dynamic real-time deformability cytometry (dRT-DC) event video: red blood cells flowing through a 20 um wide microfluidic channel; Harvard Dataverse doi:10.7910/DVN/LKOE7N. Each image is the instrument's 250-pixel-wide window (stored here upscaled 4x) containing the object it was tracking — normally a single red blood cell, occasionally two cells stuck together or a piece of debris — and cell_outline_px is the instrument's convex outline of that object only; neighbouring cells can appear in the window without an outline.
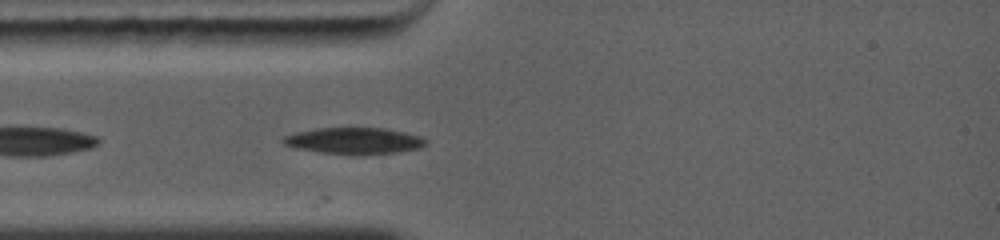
{"species": "common noctule bat (a hibernating species)", "species_latin": "Nyctalus noctula", "temperature_condition": "warm", "stored_images_in_passage": 34, "camera_frame_rate_fps": 5000, "um_per_image_px": 0.085, "animal": {"sex": "female", "body_mass_g": 19.0, "forearm_length_mm": 56.7}, "frame": {"image": 1, "passage_image": 3, "time_ms": 0.6, "image_size_px": [1000, 240], "cell_outline_px": [[428, 144], [420, 148], [396, 152], [316, 152], [296, 148], [284, 144], [280, 140], [284, 136], [296, 132], [316, 128], [388, 128], [420, 136], [428, 140]], "centroid_in_image_um": [30.1, 11.92], "position_along_channel_um": 54.9, "area_um2": 21.27}}
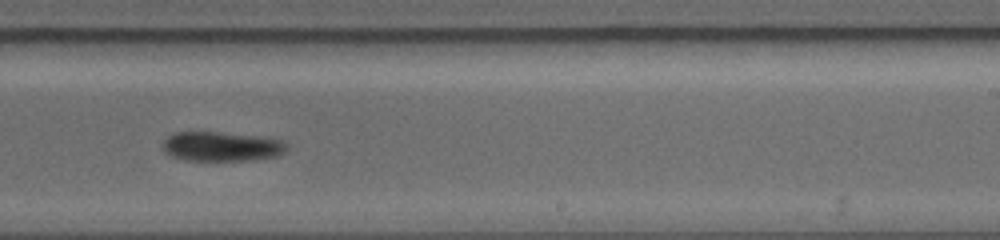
{"frame": {"image": 2, "passage_image": 18, "time_ms": 5.6, "image_size_px": [1000, 240], "cell_outline_px": [[288, 148], [280, 156], [252, 160], [184, 160], [168, 156], [160, 148], [160, 144], [168, 136], [176, 132], [216, 132], [260, 136], [284, 140], [288, 144]], "centroid_in_image_um": [18.82, 12.45], "position_along_channel_um": 270.2, "area_um2": 21.79}}
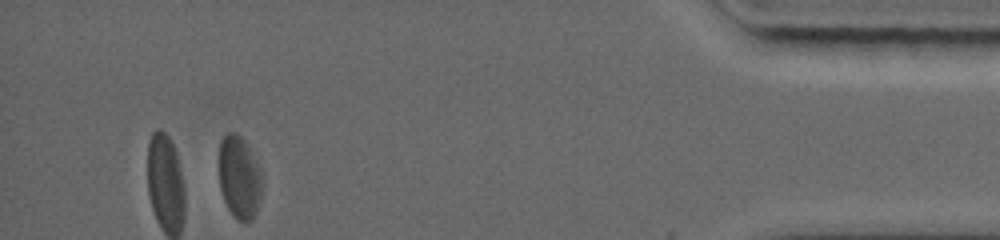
{"frame": {"image": 3, "passage_image": 34, "time_ms": 10.6, "image_size_px": [1000, 240], "cell_outline_px": [[264, 184], [260, 200], [256, 212], [252, 220], [236, 220], [232, 216], [224, 200], [220, 188], [220, 140], [228, 132], [236, 132], [244, 140], [260, 168], [264, 176]], "centroid_in_image_um": [20.38, 15.09], "position_along_channel_um": 414.8, "area_um2": 20.98}, "authors_computed_cell_mechanics": {"area_um2": 22.253, "velocity_mm_per_s": 4.3128, "shape_relaxation_time_tau1_ms": 1.3643, "shape_relaxation_time_tau2_ms": null, "deformation_change_tau1": 0.0762, "deformation_change_tau2": null}}